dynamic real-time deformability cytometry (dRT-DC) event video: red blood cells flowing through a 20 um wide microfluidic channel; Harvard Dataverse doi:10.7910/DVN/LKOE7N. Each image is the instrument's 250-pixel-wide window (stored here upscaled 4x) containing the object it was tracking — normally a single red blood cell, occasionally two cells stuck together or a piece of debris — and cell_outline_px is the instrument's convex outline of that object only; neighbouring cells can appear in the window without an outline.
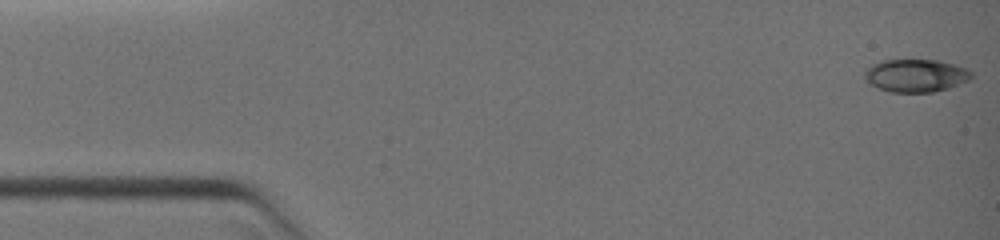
{"species": "common noctule bat (a hibernating species)", "species_latin": "Nyctalus noctula", "temperature_condition": "warm", "stored_images_in_passage": 58, "camera_frame_rate_fps": 3000, "um_per_image_px": 0.085, "animal": {"sex": "female", "body_mass_g": 19.0, "forearm_length_mm": 51.5}, "frame": {"image": 1, "passage_image": 1, "time_ms": 0.0, "image_size_px": [1000, 240], "cell_outline_px": [[972, 76], [968, 80], [948, 88], [932, 92], [892, 92], [876, 88], [864, 80], [864, 72], [872, 64], [880, 60], [940, 60], [968, 68], [972, 72]], "centroid_in_image_um": [77.82, 6.41], "position_along_channel_um": 7.2, "area_um2": 20.58}}
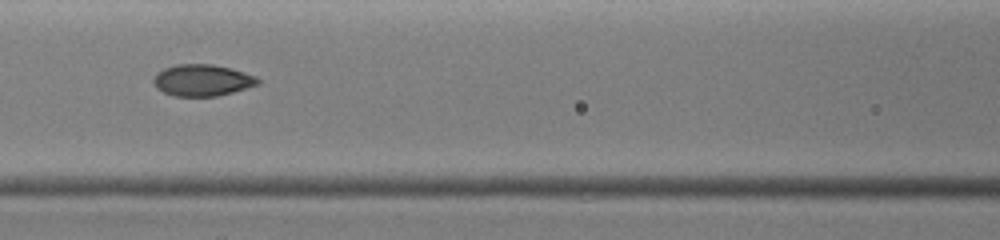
{"frame": {"image": 2, "passage_image": 25, "time_ms": 5.667, "image_size_px": [1000, 240], "cell_outline_px": [[260, 84], [232, 92], [216, 96], [172, 96], [156, 88], [152, 80], [156, 72], [164, 68], [176, 64], [212, 64], [232, 68], [256, 76], [260, 80]], "centroid_in_image_um": [17.18, 6.81], "position_along_channel_um": 149.4, "area_um2": 19.36}}
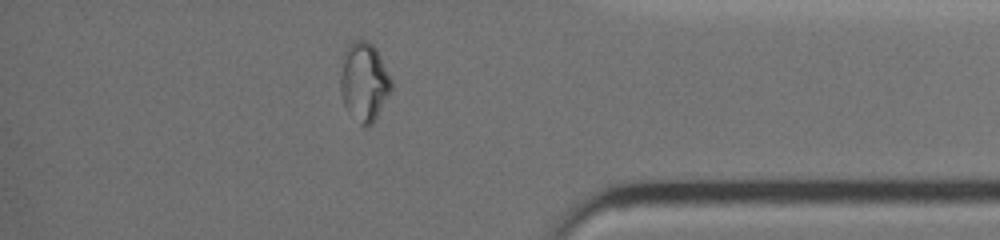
{"frame": {"image": 3, "passage_image": 49, "time_ms": 11.333, "image_size_px": [1000, 240], "cell_outline_px": [[392, 88], [372, 124], [360, 124], [344, 104], [340, 92], [340, 76], [344, 52], [348, 44], [352, 40], [368, 40], [376, 48], [392, 80]], "centroid_in_image_um": [30.94, 6.89], "position_along_channel_um": 404.3, "area_um2": 23.06}}